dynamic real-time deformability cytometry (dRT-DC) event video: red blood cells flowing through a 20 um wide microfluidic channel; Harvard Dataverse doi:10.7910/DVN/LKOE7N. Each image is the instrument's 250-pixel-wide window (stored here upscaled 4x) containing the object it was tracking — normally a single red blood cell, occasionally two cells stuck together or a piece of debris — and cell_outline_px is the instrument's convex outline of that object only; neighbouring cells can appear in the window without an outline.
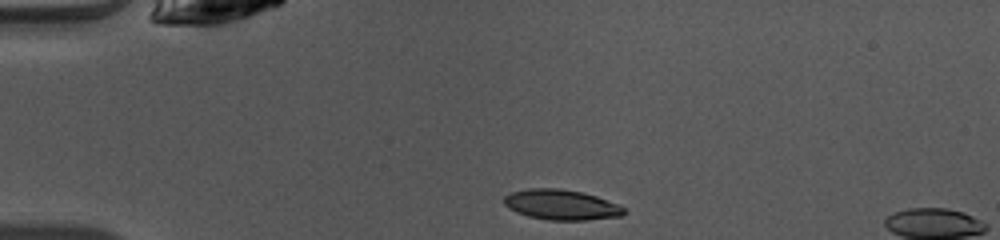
{"species": "common noctule bat (a hibernating species)", "species_latin": "Nyctalus noctula", "temperature_condition": "warm", "stored_images_in_passage": 39, "camera_frame_rate_fps": 3000, "um_per_image_px": 0.085, "animal": {"sex": "female", "body_mass_g": 10.0, "forearm_length_mm": 53.1}, "frame": {"image": 1, "passage_image": 1, "time_ms": 0.0, "image_size_px": [1000, 240], "cell_outline_px": [[628, 212], [624, 216], [588, 220], [548, 220], [528, 216], [516, 212], [508, 208], [504, 204], [504, 196], [512, 192], [528, 188], [560, 188], [584, 192], [620, 204]], "centroid_in_image_um": [47.76, 17.4], "position_along_channel_um": 37.2, "area_um2": 21.5}}
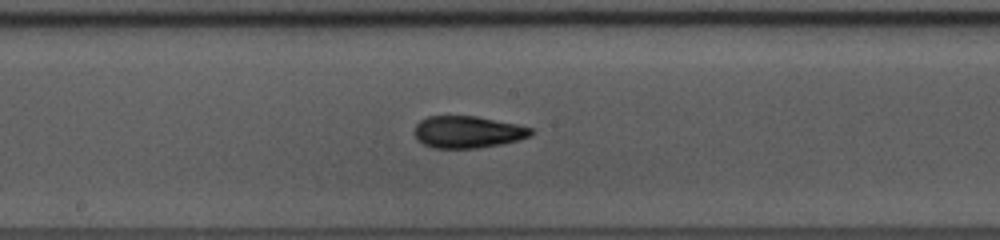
{"frame": {"image": 2, "passage_image": 16, "time_ms": 5.0, "image_size_px": [1000, 240], "cell_outline_px": [[536, 132], [532, 136], [504, 144], [476, 148], [436, 148], [424, 144], [416, 140], [412, 132], [416, 124], [420, 120], [428, 116], [476, 116], [516, 124], [532, 128]], "centroid_in_image_um": [39.75, 11.22], "position_along_channel_um": 208.4, "area_um2": 22.02}}
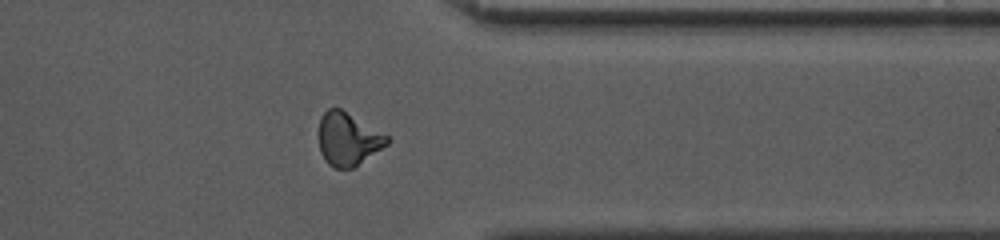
{"frame": {"image": 3, "passage_image": 29, "time_ms": 9.333, "image_size_px": [1000, 240], "cell_outline_px": [[392, 140], [388, 144], [352, 168], [336, 168], [328, 164], [320, 152], [320, 116], [328, 108], [340, 108], [388, 136]], "centroid_in_image_um": [29.58, 11.82], "position_along_channel_um": 381.8, "area_um2": 20.69}}